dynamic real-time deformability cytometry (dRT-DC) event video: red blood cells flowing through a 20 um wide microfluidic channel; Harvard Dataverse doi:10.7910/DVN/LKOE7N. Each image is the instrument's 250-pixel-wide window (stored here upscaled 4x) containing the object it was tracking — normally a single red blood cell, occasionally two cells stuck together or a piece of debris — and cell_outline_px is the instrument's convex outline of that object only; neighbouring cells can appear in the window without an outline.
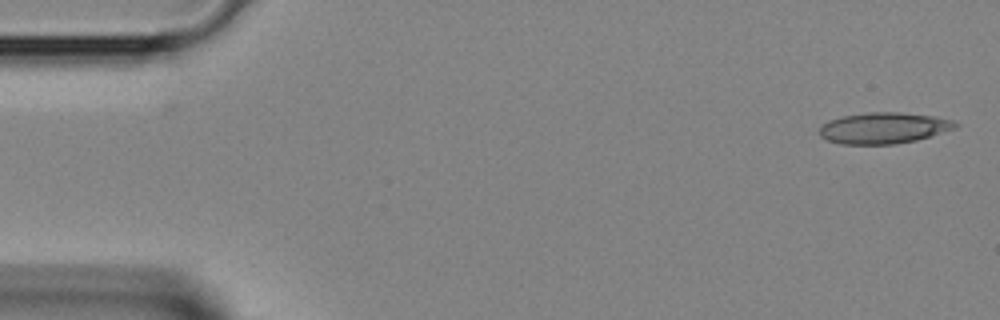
{"species": "Egyptian fruit bat (a non-hibernating species)", "species_latin": "Rousettus aegyptiacus", "temperature_condition": "room temperature", "stored_images_in_passage": 3, "camera_frame_rate_fps": 3000, "um_per_image_px": 0.085, "animal": {"sex": "female"}, "frame": {"image": 1, "passage_image": 1, "time_ms": 0.0, "image_size_px": [1000, 320], "cell_outline_px": [[960, 124], [956, 128], [916, 140], [896, 144], [840, 144], [828, 140], [820, 136], [820, 128], [828, 120], [844, 116], [868, 112], [900, 112], [936, 116], [956, 120]], "centroid_in_image_um": [75.16, 10.87], "position_along_channel_um": 9.8, "area_um2": 24.74}}